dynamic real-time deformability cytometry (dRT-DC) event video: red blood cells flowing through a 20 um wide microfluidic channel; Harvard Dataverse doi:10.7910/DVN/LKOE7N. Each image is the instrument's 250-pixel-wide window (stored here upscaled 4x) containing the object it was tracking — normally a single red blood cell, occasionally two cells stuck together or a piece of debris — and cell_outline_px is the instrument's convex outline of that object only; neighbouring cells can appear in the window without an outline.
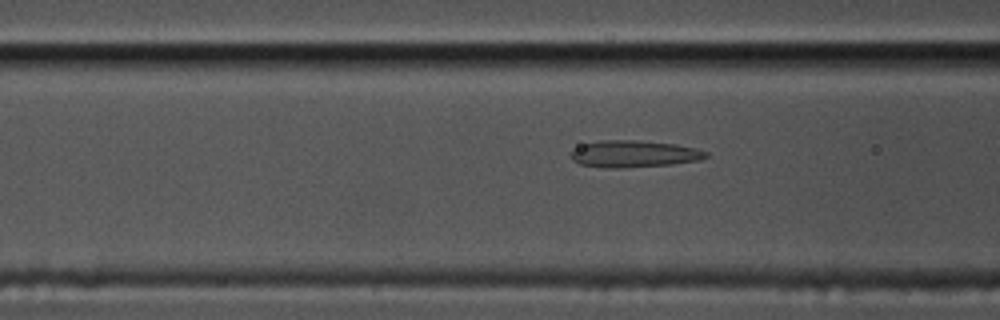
{"species": "common noctule bat (a hibernating species)", "species_latin": "Nyctalus noctula", "temperature_condition": "cold", "stored_images_in_passage": 12, "camera_frame_rate_fps": 3000, "um_per_image_px": 0.085, "animal": {"sex": "male", "body_mass_g": 17.5, "forearm_length_mm": 52.3}, "frame": {"image": 1, "passage_image": 5, "time_ms": 1.333, "image_size_px": [1000, 320], "cell_outline_px": [[708, 156], [700, 160], [672, 164], [620, 168], [608, 168], [580, 164], [572, 160], [572, 152], [576, 148], [584, 144], [600, 140], [636, 140], [676, 144], [696, 148], [708, 152]], "centroid_in_image_um": [53.92, 13.08], "position_along_channel_um": 112.7, "area_um2": 21.04}}
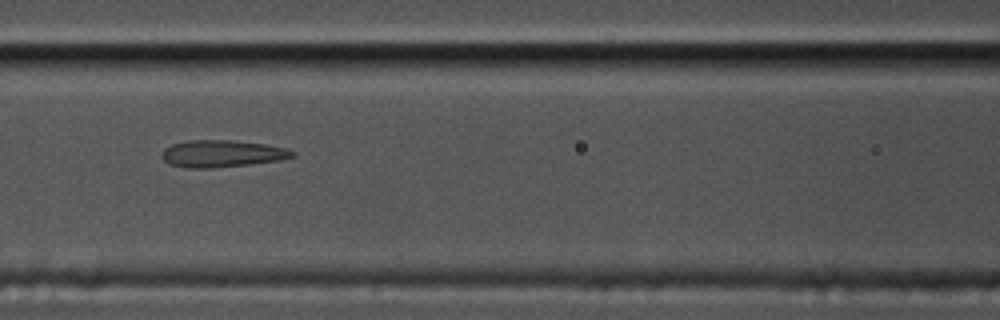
{"frame": {"image": 2, "passage_image": 8, "time_ms": 2.333, "image_size_px": [1000, 320], "cell_outline_px": [[296, 156], [280, 160], [252, 164], [212, 168], [188, 168], [168, 164], [160, 156], [164, 148], [172, 144], [188, 140], [232, 140], [264, 144], [284, 148], [296, 152]], "centroid_in_image_um": [18.85, 13.06], "position_along_channel_um": 147.8, "area_um2": 20.69}}
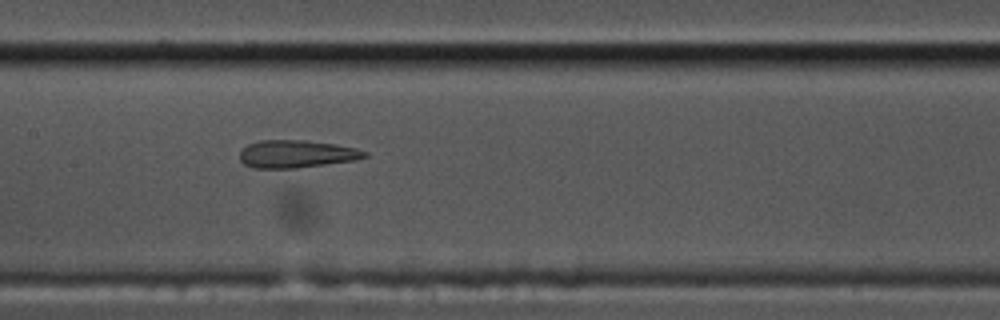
{"frame": {"image": 3, "passage_image": 11, "time_ms": 3.333, "image_size_px": [1000, 320], "cell_outline_px": [[368, 156], [356, 160], [296, 168], [256, 168], [244, 164], [240, 160], [240, 152], [248, 144], [260, 140], [304, 140], [336, 144], [356, 148], [368, 152]], "centroid_in_image_um": [25.22, 13.08], "position_along_channel_um": 182.2, "area_um2": 20.11}}